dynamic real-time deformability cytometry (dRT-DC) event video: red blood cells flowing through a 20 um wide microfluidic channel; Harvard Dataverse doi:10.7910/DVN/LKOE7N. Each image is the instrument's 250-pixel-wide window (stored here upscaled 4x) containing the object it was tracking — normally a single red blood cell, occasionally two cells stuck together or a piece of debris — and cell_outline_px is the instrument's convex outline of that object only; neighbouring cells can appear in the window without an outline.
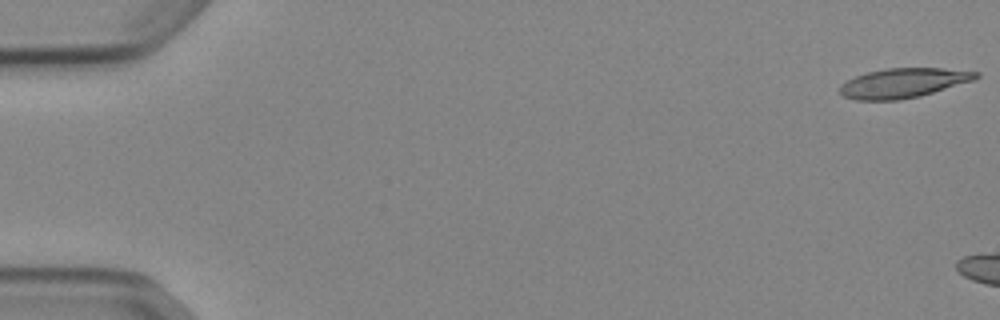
{"species": "Egyptian fruit bat (a non-hibernating species)", "species_latin": "Rousettus aegyptiacus", "temperature_condition": "cold", "stored_images_in_passage": 6, "camera_frame_rate_fps": 3000, "um_per_image_px": 0.085, "animal": {"sex": "female"}, "frame": {"image": 1, "passage_image": 1, "time_ms": 0.0, "image_size_px": [1000, 320], "cell_outline_px": [[980, 76], [972, 80], [920, 96], [900, 100], [856, 100], [844, 96], [840, 92], [840, 84], [856, 76], [868, 72], [884, 68], [940, 68], [980, 72]], "centroid_in_image_um": [76.76, 7.05], "position_along_channel_um": 8.2, "area_um2": 23.24}}